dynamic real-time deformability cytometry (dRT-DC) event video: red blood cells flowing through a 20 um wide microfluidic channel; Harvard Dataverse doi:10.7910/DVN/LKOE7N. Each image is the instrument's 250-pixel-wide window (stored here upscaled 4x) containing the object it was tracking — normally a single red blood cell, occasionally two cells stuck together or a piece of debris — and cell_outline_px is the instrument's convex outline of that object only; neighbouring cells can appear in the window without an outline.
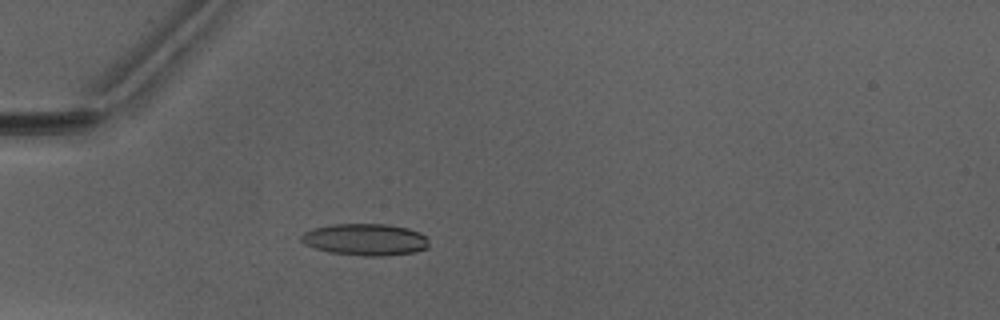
{"species": "Egyptian fruit bat (a non-hibernating species)", "species_latin": "Rousettus aegyptiacus", "temperature_condition": "warm", "stored_images_in_passage": 50, "camera_frame_rate_fps": 3000, "um_per_image_px": 0.085, "animal": {"sex": "male"}, "frame": {"image": 1, "passage_image": 15, "time_ms": 4.667, "image_size_px": [1000, 320], "cell_outline_px": [[428, 248], [416, 252], [384, 256], [364, 256], [332, 252], [316, 248], [304, 244], [300, 240], [300, 236], [304, 232], [312, 228], [332, 224], [388, 224], [408, 228], [420, 232], [428, 240]], "centroid_in_image_um": [31.06, 20.35], "position_along_channel_um": 53.9, "area_um2": 23.76}}
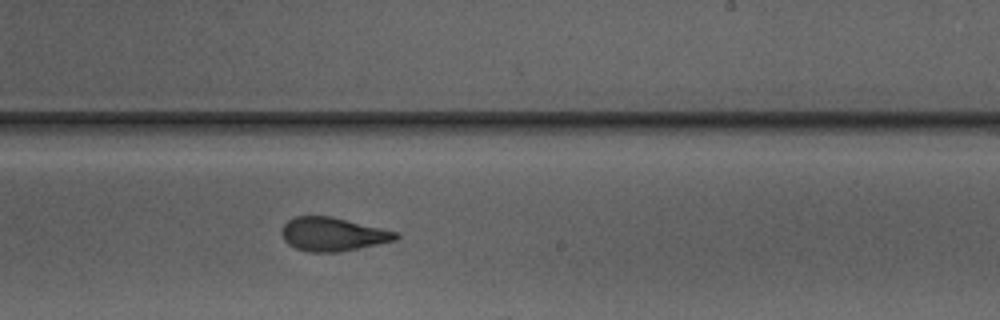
{"frame": {"image": 2, "passage_image": 31, "time_ms": 10.0, "image_size_px": [1000, 320], "cell_outline_px": [[400, 236], [396, 240], [340, 252], [308, 252], [296, 248], [288, 244], [284, 240], [280, 232], [284, 224], [288, 220], [296, 216], [332, 216], [400, 232]], "centroid_in_image_um": [28.3, 19.9], "position_along_channel_um": 260.7, "area_um2": 22.54}}
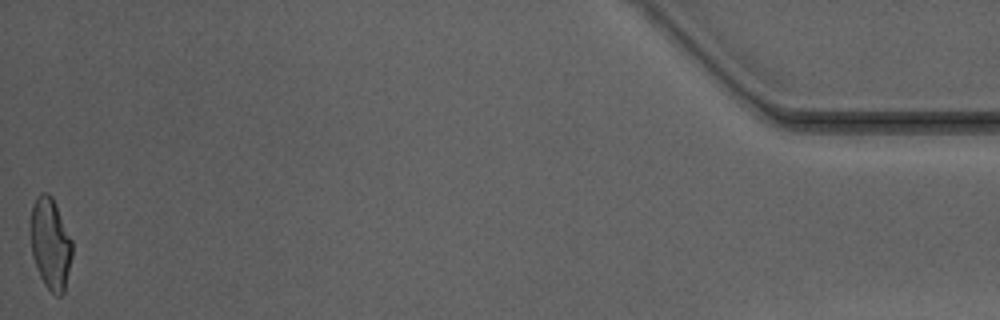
{"frame": {"image": 3, "passage_image": 50, "time_ms": 16.333, "image_size_px": [1000, 320], "cell_outline_px": [[72, 256], [64, 292], [60, 296], [56, 296], [44, 284], [36, 268], [32, 256], [28, 224], [32, 204], [36, 196], [40, 192], [48, 192], [52, 196], [56, 204], [72, 240]], "centroid_in_image_um": [4.25, 20.66], "position_along_channel_um": 431.0, "area_um2": 22.77}, "authors_computed_cell_mechanics": {"area_um2": 22.6576, "velocity_mm_per_s": 4.1325, "shape_relaxation_time_tau1_ms": 4.1816, "shape_relaxation_time_tau2_ms": 1.3067, "deformation_change_tau1": 0.1621, "deformation_change_tau2": 0.099}}